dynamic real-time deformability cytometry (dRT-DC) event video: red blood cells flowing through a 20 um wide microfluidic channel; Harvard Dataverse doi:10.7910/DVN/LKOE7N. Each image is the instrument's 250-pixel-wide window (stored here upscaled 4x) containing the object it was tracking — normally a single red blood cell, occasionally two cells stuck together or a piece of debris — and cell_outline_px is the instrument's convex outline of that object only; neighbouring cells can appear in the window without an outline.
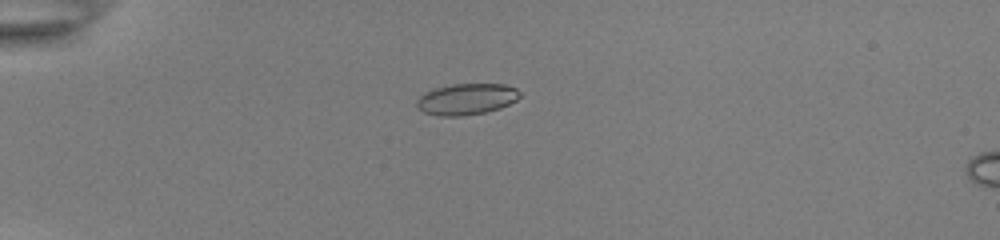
{"species": "common noctule bat (a hibernating species)", "species_latin": "Nyctalus noctula", "temperature_condition": "room temperature", "stored_images_in_passage": 6, "camera_frame_rate_fps": 3000, "um_per_image_px": 0.085, "animal": {"sex": "female", "body_mass_g": 22.0, "forearm_length_mm": 56.7}, "frame": {"image": 1, "passage_image": 2, "time_ms": 0.333, "image_size_px": [1000, 240], "cell_outline_px": [[520, 96], [516, 100], [500, 108], [484, 112], [460, 116], [440, 116], [424, 112], [416, 108], [416, 100], [424, 92], [436, 88], [452, 84], [504, 84], [516, 88], [520, 92]], "centroid_in_image_um": [39.63, 8.42], "position_along_channel_um": 45.4, "area_um2": 18.73}}